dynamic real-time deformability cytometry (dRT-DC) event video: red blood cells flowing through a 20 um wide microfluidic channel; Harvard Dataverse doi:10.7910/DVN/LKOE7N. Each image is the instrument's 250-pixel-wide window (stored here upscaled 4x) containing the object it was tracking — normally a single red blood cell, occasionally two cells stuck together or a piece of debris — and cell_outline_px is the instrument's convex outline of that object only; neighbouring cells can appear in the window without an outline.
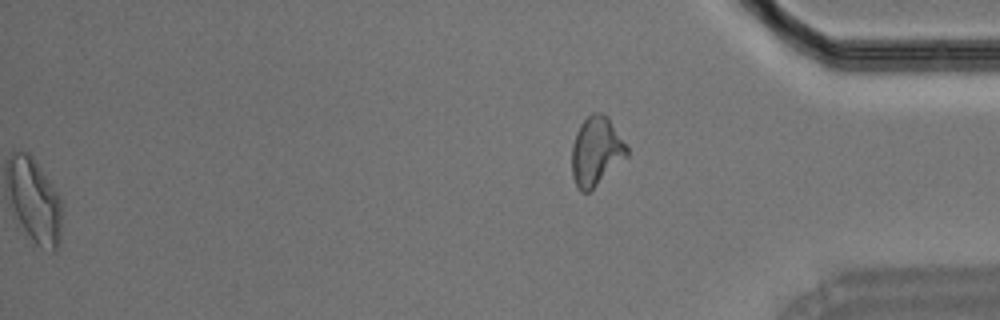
{"species": "Egyptian fruit bat (a non-hibernating species)", "species_latin": "Rousettus aegyptiacus", "temperature_condition": "room temperature", "stored_images_in_passage": 39, "segment_of_instrument_passage": [2, 2], "camera_frame_rate_fps": 3000, "um_per_image_px": 0.085, "animal": {"sex": "male"}, "frame": {"image": 1, "passage_image": 39, "time_ms": 12.667, "image_size_px": [1000, 320], "cell_outline_px": [[628, 156], [588, 192], [580, 192], [576, 188], [572, 176], [572, 144], [576, 132], [580, 124], [592, 112], [600, 112], [608, 116], [628, 148]], "centroid_in_image_um": [50.66, 12.85], "position_along_channel_um": 384.5, "area_um2": 22.08}}